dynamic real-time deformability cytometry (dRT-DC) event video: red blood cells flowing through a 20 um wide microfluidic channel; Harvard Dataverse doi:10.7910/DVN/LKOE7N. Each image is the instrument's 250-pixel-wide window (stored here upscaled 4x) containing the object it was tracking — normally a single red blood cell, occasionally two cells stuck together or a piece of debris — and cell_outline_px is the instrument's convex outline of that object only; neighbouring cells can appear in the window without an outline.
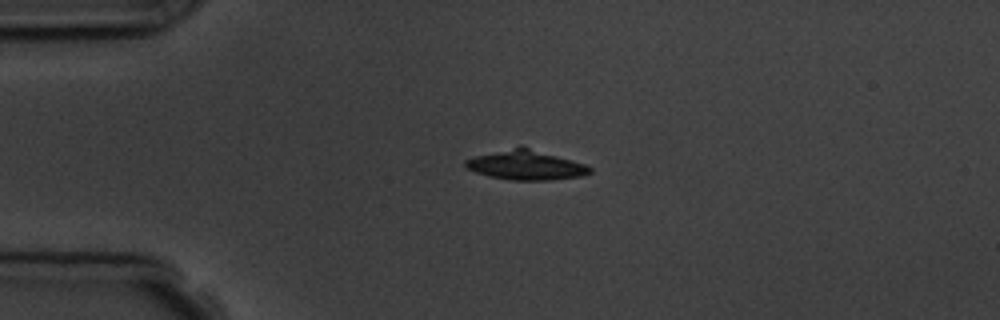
{"species": "common noctule bat (a hibernating species)", "species_latin": "Nyctalus noctula", "temperature_condition": "room temperature", "stored_images_in_passage": 1, "camera_frame_rate_fps": 3000, "um_per_image_px": 0.085, "animal": {"sex": "male", "body_mass_g": 19.5, "forearm_length_mm": 54.6}, "frame": {"image": 1, "passage_image": 1, "time_ms": 0.0, "image_size_px": [1000, 320], "cell_outline_px": [[592, 172], [580, 176], [548, 180], [512, 180], [488, 176], [476, 172], [468, 168], [464, 164], [464, 160], [476, 156], [520, 144], [524, 144], [584, 164], [592, 168]], "centroid_in_image_um": [44.7, 13.99], "position_along_channel_um": 40.3, "area_um2": 21.73}}